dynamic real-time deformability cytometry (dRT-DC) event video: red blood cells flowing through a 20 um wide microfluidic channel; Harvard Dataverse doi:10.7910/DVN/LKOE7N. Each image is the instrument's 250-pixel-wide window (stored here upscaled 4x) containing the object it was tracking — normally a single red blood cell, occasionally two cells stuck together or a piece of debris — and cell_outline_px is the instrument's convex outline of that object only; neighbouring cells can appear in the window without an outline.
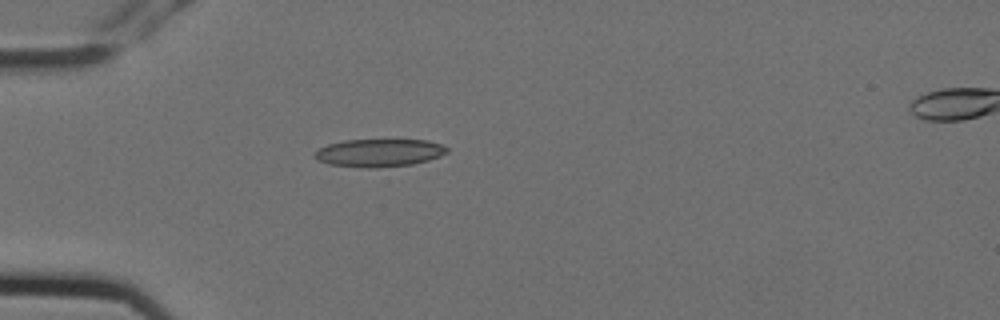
{"species": "Egyptian fruit bat (a non-hibernating species)", "species_latin": "Rousettus aegyptiacus", "temperature_condition": "cold", "stored_images_in_passage": 2, "camera_frame_rate_fps": 3000, "um_per_image_px": 0.085, "animal": {"sex": "female"}, "frame": {"image": 1, "passage_image": 1, "time_ms": 0.0, "image_size_px": [1000, 320], "cell_outline_px": [[448, 152], [440, 156], [428, 160], [412, 164], [376, 168], [360, 168], [328, 164], [316, 160], [312, 156], [320, 148], [328, 144], [344, 140], [428, 140], [440, 144], [448, 148]], "centroid_in_image_um": [32.2, 13.0], "position_along_channel_um": 52.8, "area_um2": 21.56}}